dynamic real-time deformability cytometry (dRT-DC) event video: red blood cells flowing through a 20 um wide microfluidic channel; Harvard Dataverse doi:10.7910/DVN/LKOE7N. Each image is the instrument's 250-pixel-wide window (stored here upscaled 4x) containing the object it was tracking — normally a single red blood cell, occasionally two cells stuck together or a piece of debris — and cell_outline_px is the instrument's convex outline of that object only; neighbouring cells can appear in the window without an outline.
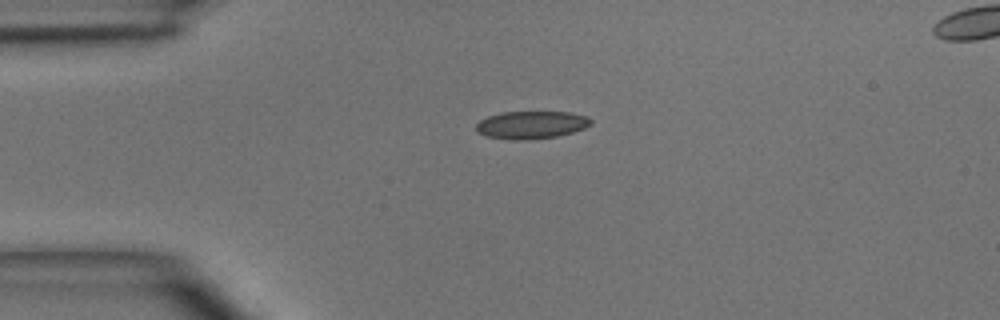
{"species": "common noctule bat (a hibernating species)", "species_latin": "Nyctalus noctula", "temperature_condition": "room temperature", "stored_images_in_passage": 2, "segment_of_instrument_passage": [1, 2], "camera_frame_rate_fps": 3000, "um_per_image_px": 0.085, "animal": {"sex": "male", "body_mass_g": 15.6}, "frame": {"image": 1, "passage_image": 1, "time_ms": 0.0, "image_size_px": [1000, 320], "cell_outline_px": [[592, 124], [584, 128], [572, 132], [556, 136], [528, 140], [512, 140], [484, 136], [476, 132], [476, 124], [480, 120], [488, 116], [504, 112], [568, 112], [588, 116], [592, 120]], "centroid_in_image_um": [45.14, 10.62], "position_along_channel_um": 39.9, "area_um2": 18.61}}